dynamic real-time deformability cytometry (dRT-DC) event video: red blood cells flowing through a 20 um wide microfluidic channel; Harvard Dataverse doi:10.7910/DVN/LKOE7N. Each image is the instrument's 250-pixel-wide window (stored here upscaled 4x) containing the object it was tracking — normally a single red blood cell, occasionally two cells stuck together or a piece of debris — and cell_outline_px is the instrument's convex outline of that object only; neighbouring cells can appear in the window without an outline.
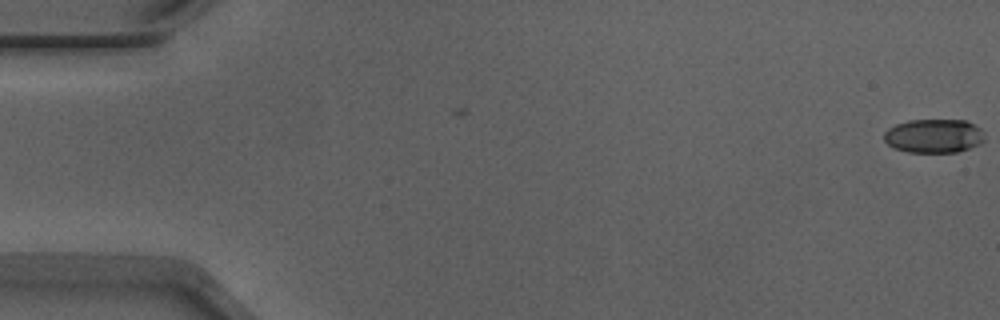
{"species": "Egyptian fruit bat (a non-hibernating species)", "species_latin": "Rousettus aegyptiacus", "temperature_condition": "warm", "stored_images_in_passage": 5, "camera_frame_rate_fps": 3000, "um_per_image_px": 0.085, "animal": {"sex": "male"}, "frame": {"image": 1, "passage_image": 1, "time_ms": 0.0, "image_size_px": [1000, 320], "cell_outline_px": [[984, 140], [980, 144], [956, 152], [908, 152], [892, 148], [884, 140], [884, 132], [888, 128], [896, 124], [908, 120], [964, 120], [980, 128], [984, 132]], "centroid_in_image_um": [79.35, 11.55], "position_along_channel_um": 5.6, "area_um2": 19.88}}